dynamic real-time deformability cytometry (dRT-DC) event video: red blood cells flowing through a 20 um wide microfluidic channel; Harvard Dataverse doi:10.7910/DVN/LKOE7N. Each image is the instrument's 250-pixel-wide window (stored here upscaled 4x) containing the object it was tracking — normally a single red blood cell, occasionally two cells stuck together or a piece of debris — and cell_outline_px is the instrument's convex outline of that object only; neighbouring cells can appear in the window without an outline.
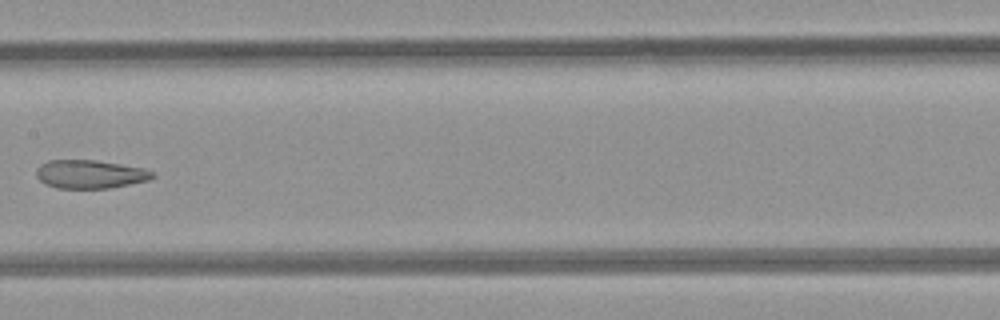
{"species": "common noctule bat (a hibernating species)", "species_latin": "Nyctalus noctula", "temperature_condition": "room temperature", "stored_images_in_passage": 7, "camera_frame_rate_fps": 3000, "um_per_image_px": 0.085, "animal": {"sex": "female", "body_mass_g": 21.9}, "frame": {"image": 1, "passage_image": 7, "time_ms": 7.667, "image_size_px": [1000, 320], "cell_outline_px": [[156, 176], [148, 180], [108, 188], [56, 188], [44, 184], [36, 176], [36, 168], [40, 164], [48, 160], [96, 160], [144, 168], [152, 172]], "centroid_in_image_um": [7.61, 14.8], "position_along_channel_um": 199.8, "area_um2": 19.25}}